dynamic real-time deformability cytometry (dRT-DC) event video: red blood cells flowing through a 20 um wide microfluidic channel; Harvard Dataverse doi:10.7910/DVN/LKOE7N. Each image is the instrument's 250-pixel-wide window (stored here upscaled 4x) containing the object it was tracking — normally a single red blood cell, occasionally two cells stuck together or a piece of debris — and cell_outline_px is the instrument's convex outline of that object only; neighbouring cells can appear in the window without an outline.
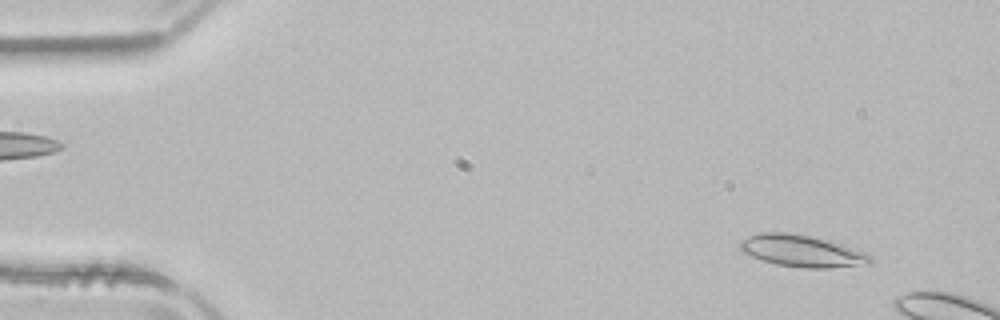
{"species": "common noctule bat (a hibernating species)", "species_latin": "Nyctalus noctula", "temperature_condition": "room temperature", "stored_images_in_passage": 9, "camera_frame_rate_fps": 3000, "um_per_image_px": 0.085, "animal": {"sex": "male", "body_mass_g": 21.5, "forearm_length_mm": 52.0}, "frame": {"image": 1, "passage_image": 4, "time_ms": 1.0, "image_size_px": [1000, 320], "cell_outline_px": [[872, 264], [828, 268], [800, 268], [776, 264], [752, 256], [744, 252], [740, 248], [740, 240], [748, 236], [760, 232], [788, 232], [808, 236], [840, 244], [864, 252], [872, 256]], "centroid_in_image_um": [68.16, 21.34], "position_along_channel_um": 16.8, "area_um2": 23.93}}